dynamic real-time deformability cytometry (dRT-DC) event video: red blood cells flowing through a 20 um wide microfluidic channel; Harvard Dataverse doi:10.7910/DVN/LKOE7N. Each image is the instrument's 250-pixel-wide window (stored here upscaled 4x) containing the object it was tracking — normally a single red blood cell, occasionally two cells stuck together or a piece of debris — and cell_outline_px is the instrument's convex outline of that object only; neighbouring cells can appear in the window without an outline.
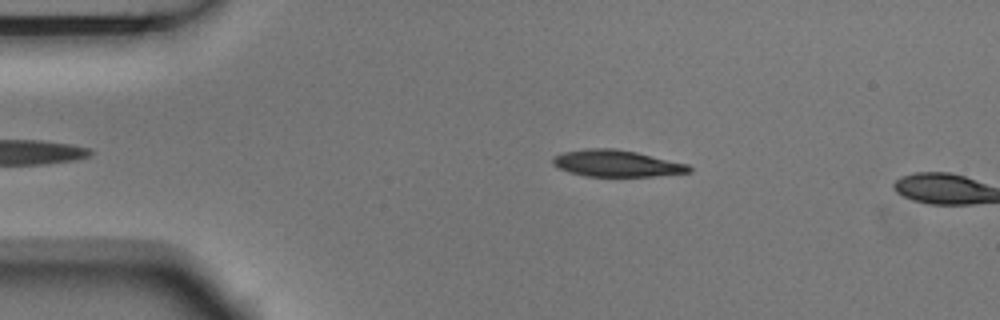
{"species": "Egyptian fruit bat (a non-hibernating species)", "species_latin": "Rousettus aegyptiacus", "temperature_condition": "room temperature", "stored_images_in_passage": 2, "camera_frame_rate_fps": 3000, "um_per_image_px": 0.085, "animal": {"sex": "male"}, "frame": {"image": 1, "passage_image": 1, "time_ms": 0.0, "image_size_px": [1000, 320], "cell_outline_px": [[692, 172], [652, 176], [584, 176], [568, 172], [552, 164], [552, 156], [564, 152], [584, 148], [616, 148], [636, 152], [688, 164], [692, 168]], "centroid_in_image_um": [52.38, 13.88], "position_along_channel_um": 32.6, "area_um2": 21.21}}